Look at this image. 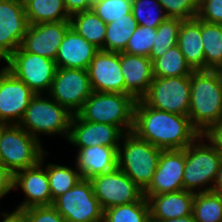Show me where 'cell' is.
I'll use <instances>...</instances> for the list:
<instances>
[{"label":"cell","mask_w":222,"mask_h":222,"mask_svg":"<svg viewBox=\"0 0 222 222\" xmlns=\"http://www.w3.org/2000/svg\"><path fill=\"white\" fill-rule=\"evenodd\" d=\"M132 132L162 150L185 149L200 133L190 118L149 107L137 100Z\"/></svg>","instance_id":"obj_1"},{"label":"cell","mask_w":222,"mask_h":222,"mask_svg":"<svg viewBox=\"0 0 222 222\" xmlns=\"http://www.w3.org/2000/svg\"><path fill=\"white\" fill-rule=\"evenodd\" d=\"M188 117L200 134L222 120V89L212 70H194L191 73Z\"/></svg>","instance_id":"obj_2"},{"label":"cell","mask_w":222,"mask_h":222,"mask_svg":"<svg viewBox=\"0 0 222 222\" xmlns=\"http://www.w3.org/2000/svg\"><path fill=\"white\" fill-rule=\"evenodd\" d=\"M73 114L48 94H36L18 125L40 142L41 136L68 139Z\"/></svg>","instance_id":"obj_3"},{"label":"cell","mask_w":222,"mask_h":222,"mask_svg":"<svg viewBox=\"0 0 222 222\" xmlns=\"http://www.w3.org/2000/svg\"><path fill=\"white\" fill-rule=\"evenodd\" d=\"M136 102L130 94L93 91L76 114L82 120L111 124L129 133L133 130Z\"/></svg>","instance_id":"obj_4"},{"label":"cell","mask_w":222,"mask_h":222,"mask_svg":"<svg viewBox=\"0 0 222 222\" xmlns=\"http://www.w3.org/2000/svg\"><path fill=\"white\" fill-rule=\"evenodd\" d=\"M222 155L200 134L185 148L184 190L194 193L212 191Z\"/></svg>","instance_id":"obj_5"},{"label":"cell","mask_w":222,"mask_h":222,"mask_svg":"<svg viewBox=\"0 0 222 222\" xmlns=\"http://www.w3.org/2000/svg\"><path fill=\"white\" fill-rule=\"evenodd\" d=\"M161 152L162 149L140 139L133 132L125 133L118 146L117 167L145 190L152 182Z\"/></svg>","instance_id":"obj_6"},{"label":"cell","mask_w":222,"mask_h":222,"mask_svg":"<svg viewBox=\"0 0 222 222\" xmlns=\"http://www.w3.org/2000/svg\"><path fill=\"white\" fill-rule=\"evenodd\" d=\"M42 143L18 124H8L0 135V162L13 175L35 166L47 152Z\"/></svg>","instance_id":"obj_7"},{"label":"cell","mask_w":222,"mask_h":222,"mask_svg":"<svg viewBox=\"0 0 222 222\" xmlns=\"http://www.w3.org/2000/svg\"><path fill=\"white\" fill-rule=\"evenodd\" d=\"M3 63L7 70L35 94H48L57 69L54 60L26 52L20 46Z\"/></svg>","instance_id":"obj_8"},{"label":"cell","mask_w":222,"mask_h":222,"mask_svg":"<svg viewBox=\"0 0 222 222\" xmlns=\"http://www.w3.org/2000/svg\"><path fill=\"white\" fill-rule=\"evenodd\" d=\"M191 76L154 77L141 101L157 110L188 116Z\"/></svg>","instance_id":"obj_9"},{"label":"cell","mask_w":222,"mask_h":222,"mask_svg":"<svg viewBox=\"0 0 222 222\" xmlns=\"http://www.w3.org/2000/svg\"><path fill=\"white\" fill-rule=\"evenodd\" d=\"M65 222H103L104 210L95 197L89 179H81L73 188L53 201Z\"/></svg>","instance_id":"obj_10"},{"label":"cell","mask_w":222,"mask_h":222,"mask_svg":"<svg viewBox=\"0 0 222 222\" xmlns=\"http://www.w3.org/2000/svg\"><path fill=\"white\" fill-rule=\"evenodd\" d=\"M92 92L87 70L57 67L48 95L76 114Z\"/></svg>","instance_id":"obj_11"},{"label":"cell","mask_w":222,"mask_h":222,"mask_svg":"<svg viewBox=\"0 0 222 222\" xmlns=\"http://www.w3.org/2000/svg\"><path fill=\"white\" fill-rule=\"evenodd\" d=\"M95 197L103 210L113 206L134 203L144 198V190L135 184L123 171H113L90 179Z\"/></svg>","instance_id":"obj_12"},{"label":"cell","mask_w":222,"mask_h":222,"mask_svg":"<svg viewBox=\"0 0 222 222\" xmlns=\"http://www.w3.org/2000/svg\"><path fill=\"white\" fill-rule=\"evenodd\" d=\"M28 26L23 0H0V62L21 46Z\"/></svg>","instance_id":"obj_13"},{"label":"cell","mask_w":222,"mask_h":222,"mask_svg":"<svg viewBox=\"0 0 222 222\" xmlns=\"http://www.w3.org/2000/svg\"><path fill=\"white\" fill-rule=\"evenodd\" d=\"M35 95L23 81L0 66V122L18 124Z\"/></svg>","instance_id":"obj_14"},{"label":"cell","mask_w":222,"mask_h":222,"mask_svg":"<svg viewBox=\"0 0 222 222\" xmlns=\"http://www.w3.org/2000/svg\"><path fill=\"white\" fill-rule=\"evenodd\" d=\"M185 149L162 150L152 182L144 196L184 190Z\"/></svg>","instance_id":"obj_15"},{"label":"cell","mask_w":222,"mask_h":222,"mask_svg":"<svg viewBox=\"0 0 222 222\" xmlns=\"http://www.w3.org/2000/svg\"><path fill=\"white\" fill-rule=\"evenodd\" d=\"M13 190L24 194V201L15 209L25 210L33 206L53 205L46 167L39 162L35 166L14 174Z\"/></svg>","instance_id":"obj_16"},{"label":"cell","mask_w":222,"mask_h":222,"mask_svg":"<svg viewBox=\"0 0 222 222\" xmlns=\"http://www.w3.org/2000/svg\"><path fill=\"white\" fill-rule=\"evenodd\" d=\"M124 134L117 126L89 122L73 114L67 141L73 148H87L95 145L119 146Z\"/></svg>","instance_id":"obj_17"},{"label":"cell","mask_w":222,"mask_h":222,"mask_svg":"<svg viewBox=\"0 0 222 222\" xmlns=\"http://www.w3.org/2000/svg\"><path fill=\"white\" fill-rule=\"evenodd\" d=\"M87 71L93 91L125 94L120 53L99 50Z\"/></svg>","instance_id":"obj_18"},{"label":"cell","mask_w":222,"mask_h":222,"mask_svg":"<svg viewBox=\"0 0 222 222\" xmlns=\"http://www.w3.org/2000/svg\"><path fill=\"white\" fill-rule=\"evenodd\" d=\"M71 27L70 21L32 24L28 26L21 47L55 61L58 48L66 31Z\"/></svg>","instance_id":"obj_19"},{"label":"cell","mask_w":222,"mask_h":222,"mask_svg":"<svg viewBox=\"0 0 222 222\" xmlns=\"http://www.w3.org/2000/svg\"><path fill=\"white\" fill-rule=\"evenodd\" d=\"M120 65L125 81V94L141 100L154 79L151 59L121 52Z\"/></svg>","instance_id":"obj_20"},{"label":"cell","mask_w":222,"mask_h":222,"mask_svg":"<svg viewBox=\"0 0 222 222\" xmlns=\"http://www.w3.org/2000/svg\"><path fill=\"white\" fill-rule=\"evenodd\" d=\"M99 51L70 27L58 48L55 63L58 68H76L87 70L89 64Z\"/></svg>","instance_id":"obj_21"},{"label":"cell","mask_w":222,"mask_h":222,"mask_svg":"<svg viewBox=\"0 0 222 222\" xmlns=\"http://www.w3.org/2000/svg\"><path fill=\"white\" fill-rule=\"evenodd\" d=\"M74 157L76 168L82 179L113 171L117 167L118 146L95 145L87 148H75Z\"/></svg>","instance_id":"obj_22"},{"label":"cell","mask_w":222,"mask_h":222,"mask_svg":"<svg viewBox=\"0 0 222 222\" xmlns=\"http://www.w3.org/2000/svg\"><path fill=\"white\" fill-rule=\"evenodd\" d=\"M194 196L195 193L188 190L144 196L149 204L150 221H165L193 215Z\"/></svg>","instance_id":"obj_23"},{"label":"cell","mask_w":222,"mask_h":222,"mask_svg":"<svg viewBox=\"0 0 222 222\" xmlns=\"http://www.w3.org/2000/svg\"><path fill=\"white\" fill-rule=\"evenodd\" d=\"M177 45L193 70H205V56L201 36V19L182 20Z\"/></svg>","instance_id":"obj_24"},{"label":"cell","mask_w":222,"mask_h":222,"mask_svg":"<svg viewBox=\"0 0 222 222\" xmlns=\"http://www.w3.org/2000/svg\"><path fill=\"white\" fill-rule=\"evenodd\" d=\"M29 25L70 21L64 0H23Z\"/></svg>","instance_id":"obj_25"},{"label":"cell","mask_w":222,"mask_h":222,"mask_svg":"<svg viewBox=\"0 0 222 222\" xmlns=\"http://www.w3.org/2000/svg\"><path fill=\"white\" fill-rule=\"evenodd\" d=\"M49 154V151H47L42 156L40 162L46 167L52 201H54L57 197L73 188L82 179V176L74 162L73 167L63 164L59 165V163H47L46 159H48L47 156Z\"/></svg>","instance_id":"obj_26"},{"label":"cell","mask_w":222,"mask_h":222,"mask_svg":"<svg viewBox=\"0 0 222 222\" xmlns=\"http://www.w3.org/2000/svg\"><path fill=\"white\" fill-rule=\"evenodd\" d=\"M71 27L89 43L103 50L106 23L92 9L70 16Z\"/></svg>","instance_id":"obj_27"},{"label":"cell","mask_w":222,"mask_h":222,"mask_svg":"<svg viewBox=\"0 0 222 222\" xmlns=\"http://www.w3.org/2000/svg\"><path fill=\"white\" fill-rule=\"evenodd\" d=\"M138 24L133 14H127V18H119L114 22L106 24V35L103 51L124 52L128 40L134 33Z\"/></svg>","instance_id":"obj_28"},{"label":"cell","mask_w":222,"mask_h":222,"mask_svg":"<svg viewBox=\"0 0 222 222\" xmlns=\"http://www.w3.org/2000/svg\"><path fill=\"white\" fill-rule=\"evenodd\" d=\"M153 76L159 78L191 76L194 71L187 63L179 46L170 48L152 62Z\"/></svg>","instance_id":"obj_29"},{"label":"cell","mask_w":222,"mask_h":222,"mask_svg":"<svg viewBox=\"0 0 222 222\" xmlns=\"http://www.w3.org/2000/svg\"><path fill=\"white\" fill-rule=\"evenodd\" d=\"M201 36L205 56V70L222 64V24L201 20Z\"/></svg>","instance_id":"obj_30"},{"label":"cell","mask_w":222,"mask_h":222,"mask_svg":"<svg viewBox=\"0 0 222 222\" xmlns=\"http://www.w3.org/2000/svg\"><path fill=\"white\" fill-rule=\"evenodd\" d=\"M103 222H151L148 200L144 197L134 203L105 209Z\"/></svg>","instance_id":"obj_31"},{"label":"cell","mask_w":222,"mask_h":222,"mask_svg":"<svg viewBox=\"0 0 222 222\" xmlns=\"http://www.w3.org/2000/svg\"><path fill=\"white\" fill-rule=\"evenodd\" d=\"M193 216L195 222H221L222 195L212 191L195 193Z\"/></svg>","instance_id":"obj_32"},{"label":"cell","mask_w":222,"mask_h":222,"mask_svg":"<svg viewBox=\"0 0 222 222\" xmlns=\"http://www.w3.org/2000/svg\"><path fill=\"white\" fill-rule=\"evenodd\" d=\"M182 19L167 17L157 28L149 58L153 62L177 45Z\"/></svg>","instance_id":"obj_33"},{"label":"cell","mask_w":222,"mask_h":222,"mask_svg":"<svg viewBox=\"0 0 222 222\" xmlns=\"http://www.w3.org/2000/svg\"><path fill=\"white\" fill-rule=\"evenodd\" d=\"M132 14L140 26L157 28L166 18L158 0H132Z\"/></svg>","instance_id":"obj_34"},{"label":"cell","mask_w":222,"mask_h":222,"mask_svg":"<svg viewBox=\"0 0 222 222\" xmlns=\"http://www.w3.org/2000/svg\"><path fill=\"white\" fill-rule=\"evenodd\" d=\"M93 12L106 24L132 14V0H97L92 3Z\"/></svg>","instance_id":"obj_35"},{"label":"cell","mask_w":222,"mask_h":222,"mask_svg":"<svg viewBox=\"0 0 222 222\" xmlns=\"http://www.w3.org/2000/svg\"><path fill=\"white\" fill-rule=\"evenodd\" d=\"M155 38L156 28L138 25L128 40L124 53L149 57Z\"/></svg>","instance_id":"obj_36"},{"label":"cell","mask_w":222,"mask_h":222,"mask_svg":"<svg viewBox=\"0 0 222 222\" xmlns=\"http://www.w3.org/2000/svg\"><path fill=\"white\" fill-rule=\"evenodd\" d=\"M167 17L189 20L197 17L199 0H158Z\"/></svg>","instance_id":"obj_37"},{"label":"cell","mask_w":222,"mask_h":222,"mask_svg":"<svg viewBox=\"0 0 222 222\" xmlns=\"http://www.w3.org/2000/svg\"><path fill=\"white\" fill-rule=\"evenodd\" d=\"M23 212L26 222H65L53 205L33 206Z\"/></svg>","instance_id":"obj_38"},{"label":"cell","mask_w":222,"mask_h":222,"mask_svg":"<svg viewBox=\"0 0 222 222\" xmlns=\"http://www.w3.org/2000/svg\"><path fill=\"white\" fill-rule=\"evenodd\" d=\"M197 18L208 23H222V0H199Z\"/></svg>","instance_id":"obj_39"},{"label":"cell","mask_w":222,"mask_h":222,"mask_svg":"<svg viewBox=\"0 0 222 222\" xmlns=\"http://www.w3.org/2000/svg\"><path fill=\"white\" fill-rule=\"evenodd\" d=\"M14 175L0 162V199L13 190ZM0 200V201H1Z\"/></svg>","instance_id":"obj_40"},{"label":"cell","mask_w":222,"mask_h":222,"mask_svg":"<svg viewBox=\"0 0 222 222\" xmlns=\"http://www.w3.org/2000/svg\"><path fill=\"white\" fill-rule=\"evenodd\" d=\"M204 136L214 145L218 152L222 155V120L215 123Z\"/></svg>","instance_id":"obj_41"},{"label":"cell","mask_w":222,"mask_h":222,"mask_svg":"<svg viewBox=\"0 0 222 222\" xmlns=\"http://www.w3.org/2000/svg\"><path fill=\"white\" fill-rule=\"evenodd\" d=\"M66 9L70 15L78 12L90 10L92 8L91 0H64Z\"/></svg>","instance_id":"obj_42"},{"label":"cell","mask_w":222,"mask_h":222,"mask_svg":"<svg viewBox=\"0 0 222 222\" xmlns=\"http://www.w3.org/2000/svg\"><path fill=\"white\" fill-rule=\"evenodd\" d=\"M0 222H26L23 210L14 209L12 212L1 211Z\"/></svg>","instance_id":"obj_43"},{"label":"cell","mask_w":222,"mask_h":222,"mask_svg":"<svg viewBox=\"0 0 222 222\" xmlns=\"http://www.w3.org/2000/svg\"><path fill=\"white\" fill-rule=\"evenodd\" d=\"M212 192L222 195V162L217 172L216 179L212 187Z\"/></svg>","instance_id":"obj_44"},{"label":"cell","mask_w":222,"mask_h":222,"mask_svg":"<svg viewBox=\"0 0 222 222\" xmlns=\"http://www.w3.org/2000/svg\"><path fill=\"white\" fill-rule=\"evenodd\" d=\"M151 222H195V219H194L193 215H186V216H183V217L173 218V219H170V220L151 221Z\"/></svg>","instance_id":"obj_45"},{"label":"cell","mask_w":222,"mask_h":222,"mask_svg":"<svg viewBox=\"0 0 222 222\" xmlns=\"http://www.w3.org/2000/svg\"><path fill=\"white\" fill-rule=\"evenodd\" d=\"M212 71L216 75L219 82V86L222 89V64H219L218 66L214 67Z\"/></svg>","instance_id":"obj_46"},{"label":"cell","mask_w":222,"mask_h":222,"mask_svg":"<svg viewBox=\"0 0 222 222\" xmlns=\"http://www.w3.org/2000/svg\"><path fill=\"white\" fill-rule=\"evenodd\" d=\"M7 124L3 123V122H0V135H1V132L3 130V128L6 126Z\"/></svg>","instance_id":"obj_47"}]
</instances>
